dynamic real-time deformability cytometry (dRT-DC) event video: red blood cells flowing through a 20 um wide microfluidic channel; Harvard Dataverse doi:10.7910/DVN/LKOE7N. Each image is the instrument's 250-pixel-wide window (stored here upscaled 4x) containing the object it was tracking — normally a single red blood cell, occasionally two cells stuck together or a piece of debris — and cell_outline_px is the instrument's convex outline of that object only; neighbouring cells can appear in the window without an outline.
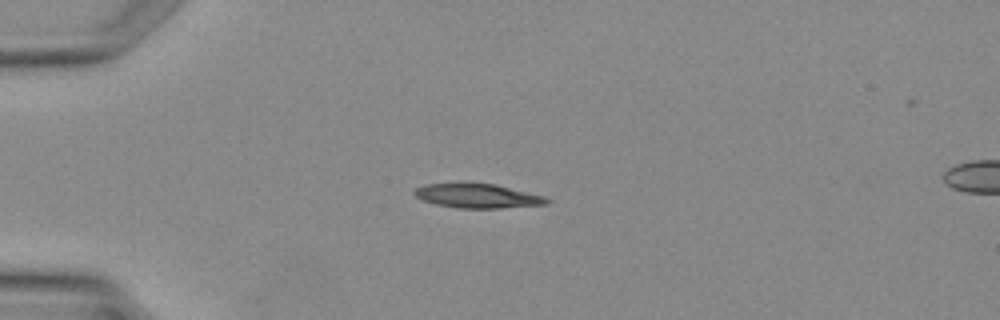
{"species": "Egyptian fruit bat (a non-hibernating species)", "species_latin": "Rousettus aegyptiacus", "temperature_condition": "warm", "stored_images_in_passage": 2, "camera_frame_rate_fps": 3000, "um_per_image_px": 0.085, "animal": {"sex": "female"}, "frame": {"image": 1, "passage_image": 2, "time_ms": 1.333, "image_size_px": [1000, 320], "cell_outline_px": [[552, 200], [548, 204], [500, 208], [456, 208], [436, 204], [424, 200], [416, 196], [412, 192], [416, 188], [424, 184], [460, 180], [468, 180], [496, 184], [544, 196]], "centroid_in_image_um": [40.54, 16.6], "position_along_channel_um": 44.5, "area_um2": 19.59}}